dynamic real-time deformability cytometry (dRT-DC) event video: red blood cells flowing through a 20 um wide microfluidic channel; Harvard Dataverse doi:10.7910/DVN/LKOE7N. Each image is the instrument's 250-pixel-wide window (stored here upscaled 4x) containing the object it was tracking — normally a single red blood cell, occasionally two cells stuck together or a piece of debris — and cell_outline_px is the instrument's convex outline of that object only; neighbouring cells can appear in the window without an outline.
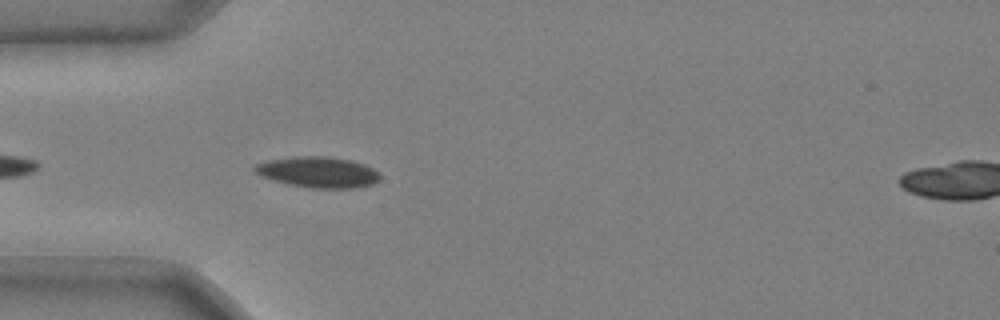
{"species": "common noctule bat (a hibernating species)", "species_latin": "Nyctalus noctula", "temperature_condition": "cold", "stored_images_in_passage": 8, "camera_frame_rate_fps": 3000, "um_per_image_px": 0.085, "animal": {"sex": "male", "body_mass_g": 20.4}, "frame": {"image": 1, "passage_image": 3, "time_ms": 0.667, "image_size_px": [1000, 320], "cell_outline_px": [[380, 180], [372, 184], [356, 188], [312, 188], [288, 184], [272, 180], [260, 176], [252, 168], [256, 164], [268, 160], [292, 156], [324, 156], [352, 160], [364, 164], [380, 172]], "centroid_in_image_um": [27.04, 14.63], "position_along_channel_um": 58.0, "area_um2": 22.72}}